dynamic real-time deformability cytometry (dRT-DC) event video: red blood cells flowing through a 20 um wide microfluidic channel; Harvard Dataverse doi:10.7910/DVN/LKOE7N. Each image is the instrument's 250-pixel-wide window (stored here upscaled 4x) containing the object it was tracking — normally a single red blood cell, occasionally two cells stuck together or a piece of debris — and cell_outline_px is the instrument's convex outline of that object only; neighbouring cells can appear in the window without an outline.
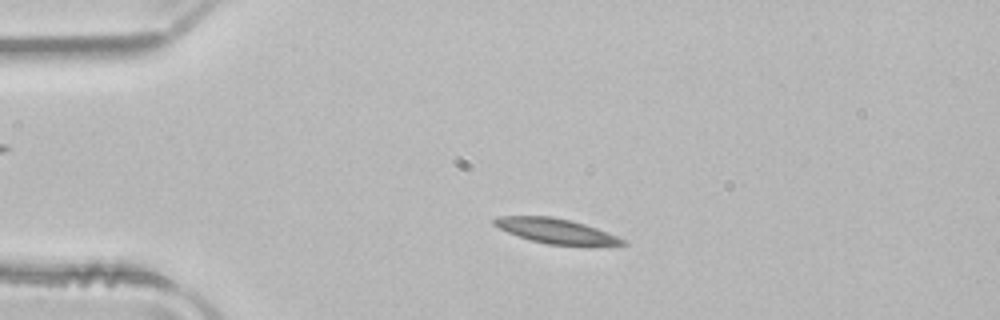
{"species": "common noctule bat (a hibernating species)", "species_latin": "Nyctalus noctula", "temperature_condition": "room temperature", "stored_images_in_passage": 49, "camera_frame_rate_fps": 3000, "um_per_image_px": 0.085, "animal": {"sex": "male", "body_mass_g": 21.5, "forearm_length_mm": 52.0}, "frame": {"image": 1, "passage_image": 9, "time_ms": 2.667, "image_size_px": [1000, 320], "cell_outline_px": [[628, 244], [588, 248], [548, 244], [532, 240], [508, 232], [492, 224], [492, 220], [496, 216], [552, 216], [584, 224], [596, 228], [616, 236], [624, 240]], "centroid_in_image_um": [47.33, 19.67], "position_along_channel_um": 37.7, "area_um2": 19.02}}
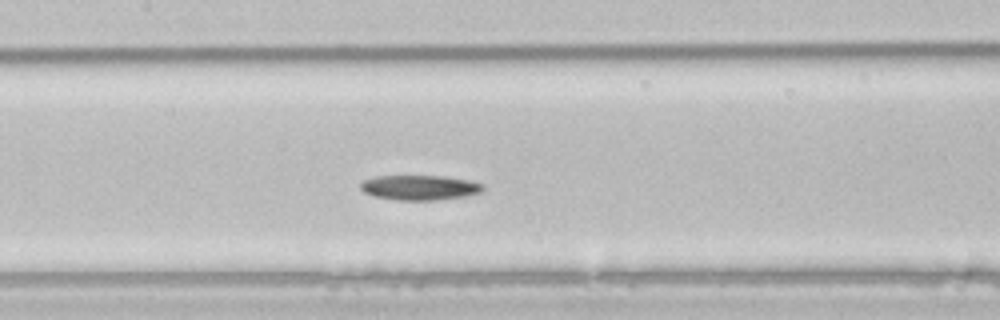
{"frame": {"image": 2, "passage_image": 22, "time_ms": 7.0, "image_size_px": [1000, 320], "cell_outline_px": [[484, 188], [480, 192], [468, 196], [436, 200], [396, 200], [376, 196], [364, 192], [360, 188], [360, 184], [364, 180], [376, 176], [440, 176], [472, 180], [484, 184]], "centroid_in_image_um": [35.71, 15.94], "position_along_channel_um": 171.7, "area_um2": 17.8}}
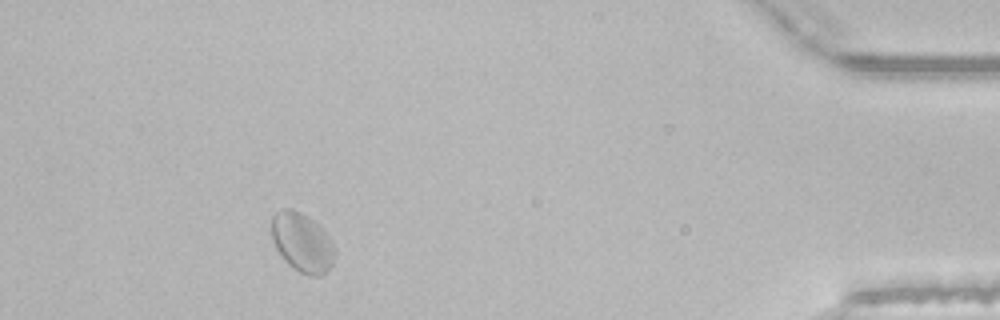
{"frame": {"image": 3, "passage_image": 45, "time_ms": 14.667, "image_size_px": [1000, 320], "cell_outline_px": [[336, 252], [332, 264], [328, 272], [320, 276], [308, 276], [292, 268], [284, 260], [276, 248], [272, 240], [272, 216], [280, 208], [292, 208], [308, 216], [332, 240], [336, 248]], "centroid_in_image_um": [25.69, 20.63], "position_along_channel_um": 409.5, "area_um2": 22.02}}